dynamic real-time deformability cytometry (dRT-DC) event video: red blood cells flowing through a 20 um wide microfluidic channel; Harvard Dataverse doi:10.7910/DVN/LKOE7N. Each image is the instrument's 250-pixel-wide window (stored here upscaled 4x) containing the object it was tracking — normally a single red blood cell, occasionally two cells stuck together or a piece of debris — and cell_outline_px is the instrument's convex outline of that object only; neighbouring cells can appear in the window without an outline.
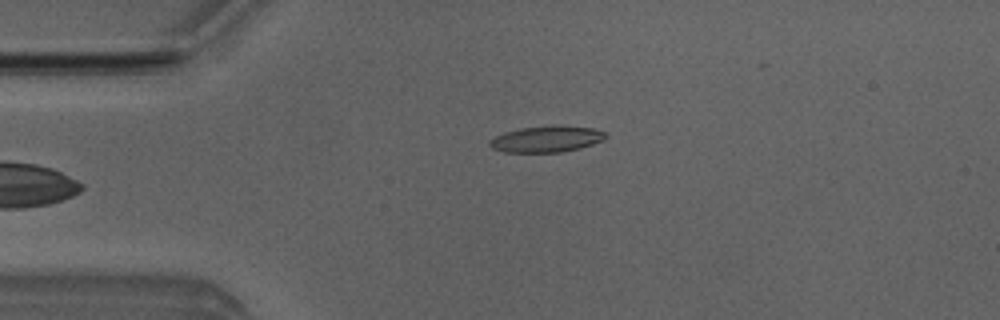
{"species": "Egyptian fruit bat (a non-hibernating species)", "species_latin": "Rousettus aegyptiacus", "temperature_condition": "room temperature", "stored_images_in_passage": 4, "camera_frame_rate_fps": 3000, "um_per_image_px": 0.085, "animal": {"sex": "male"}, "frame": {"image": 1, "passage_image": 4, "time_ms": 3.667, "image_size_px": [1000, 320], "cell_outline_px": [[608, 136], [604, 140], [580, 148], [560, 152], [504, 152], [492, 148], [488, 144], [488, 140], [504, 132], [520, 128], [552, 124], [592, 128], [604, 132]], "centroid_in_image_um": [46.44, 11.8], "position_along_channel_um": 38.6, "area_um2": 17.92}}